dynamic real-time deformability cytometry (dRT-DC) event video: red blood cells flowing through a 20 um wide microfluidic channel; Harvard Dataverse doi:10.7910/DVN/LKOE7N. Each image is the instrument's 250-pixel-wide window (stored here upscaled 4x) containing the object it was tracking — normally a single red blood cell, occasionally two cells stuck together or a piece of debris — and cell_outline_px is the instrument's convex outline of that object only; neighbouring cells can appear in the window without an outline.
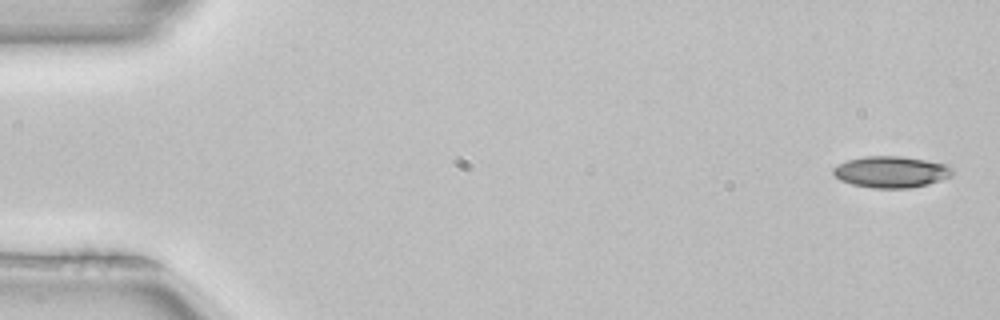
{"species": "common noctule bat (a hibernating species)", "species_latin": "Nyctalus noctula", "temperature_condition": "room temperature", "stored_images_in_passage": 3, "camera_frame_rate_fps": 3000, "um_per_image_px": 0.085, "animal": {"sex": "female", "body_mass_g": 22.7, "forearm_length_mm": 54.2}, "frame": {"image": 1, "passage_image": 1, "time_ms": 0.0, "image_size_px": [1000, 320], "cell_outline_px": [[952, 176], [928, 184], [908, 188], [872, 188], [852, 184], [840, 180], [832, 172], [832, 168], [848, 160], [864, 156], [900, 156], [948, 164], [952, 168]], "centroid_in_image_um": [75.75, 14.61], "position_along_channel_um": 9.3, "area_um2": 21.73}}
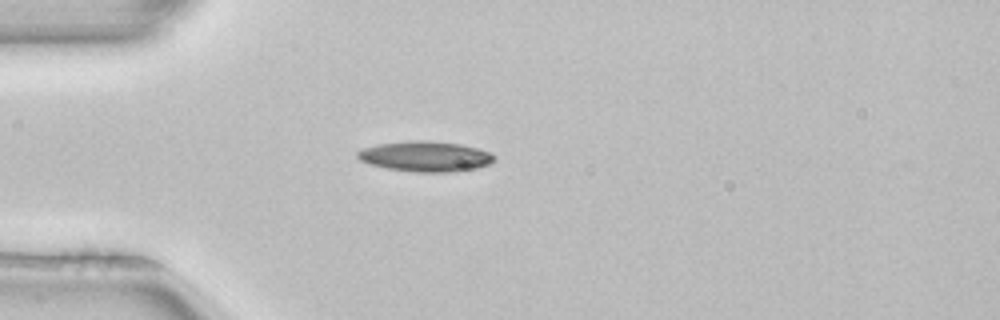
{"frame": {"image": 2, "passage_image": 3, "time_ms": 0.667, "image_size_px": [1000, 320], "cell_outline_px": [[496, 156], [488, 164], [476, 168], [456, 172], [416, 172], [388, 168], [368, 164], [360, 160], [356, 156], [356, 152], [364, 148], [380, 144], [412, 140], [424, 140], [460, 144], [476, 148], [488, 152]], "centroid_in_image_um": [36.13, 13.3], "position_along_channel_um": 48.9, "area_um2": 23.99}}